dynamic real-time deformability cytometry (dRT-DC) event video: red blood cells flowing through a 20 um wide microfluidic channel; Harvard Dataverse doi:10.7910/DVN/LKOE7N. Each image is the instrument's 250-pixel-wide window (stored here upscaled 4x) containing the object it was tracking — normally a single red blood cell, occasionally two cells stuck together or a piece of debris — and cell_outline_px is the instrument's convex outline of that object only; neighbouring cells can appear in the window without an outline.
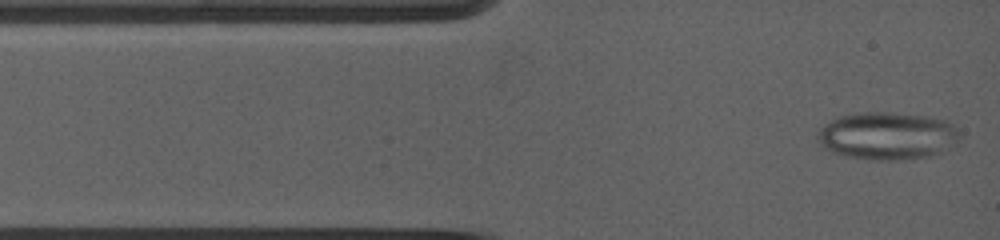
{"species": "common noctule bat (a hibernating species)", "species_latin": "Nyctalus noctula", "temperature_condition": "warm", "stored_images_in_passage": 5, "camera_frame_rate_fps": 5000, "um_per_image_px": 0.085, "animal": {"sex": "female", "body_mass_g": 19.0, "forearm_length_mm": 53.3}, "frame": {"image": 1, "passage_image": 1, "time_ms": 0.0, "image_size_px": [1000, 240], "cell_outline_px": [[952, 128], [936, 152], [924, 156], [848, 156], [832, 152], [824, 148], [820, 144], [820, 128], [832, 120], [844, 116], [864, 112], [888, 112], [924, 116], [940, 120], [948, 124]], "centroid_in_image_um": [75.13, 11.46], "position_along_channel_um": 9.9, "area_um2": 35.03}}